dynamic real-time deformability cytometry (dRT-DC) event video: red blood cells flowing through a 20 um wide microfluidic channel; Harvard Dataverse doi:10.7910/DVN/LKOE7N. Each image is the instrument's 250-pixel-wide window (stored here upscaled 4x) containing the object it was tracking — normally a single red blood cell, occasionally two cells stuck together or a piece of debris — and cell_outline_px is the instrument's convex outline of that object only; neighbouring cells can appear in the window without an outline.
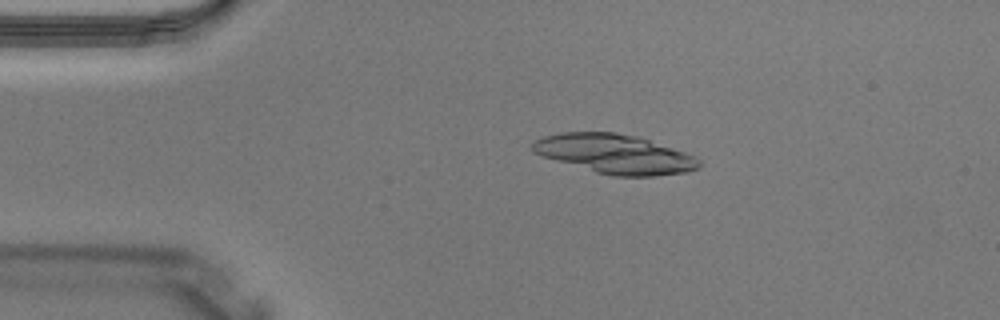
{"species": "Egyptian fruit bat (a non-hibernating species)", "species_latin": "Rousettus aegyptiacus", "temperature_condition": "warm", "stored_images_in_passage": 3, "camera_frame_rate_fps": 3000, "um_per_image_px": 0.085, "animal": {"sex": "male"}, "frame": {"image": 1, "passage_image": 1, "time_ms": 0.0, "image_size_px": [1000, 320], "cell_outline_px": [[700, 168], [688, 172], [656, 176], [612, 176], [596, 172], [556, 160], [532, 152], [532, 144], [536, 140], [544, 136], [560, 132], [616, 132], [636, 136], [696, 156], [700, 160]], "centroid_in_image_um": [52.29, 13.09], "position_along_channel_um": 32.7, "area_um2": 37.86}}